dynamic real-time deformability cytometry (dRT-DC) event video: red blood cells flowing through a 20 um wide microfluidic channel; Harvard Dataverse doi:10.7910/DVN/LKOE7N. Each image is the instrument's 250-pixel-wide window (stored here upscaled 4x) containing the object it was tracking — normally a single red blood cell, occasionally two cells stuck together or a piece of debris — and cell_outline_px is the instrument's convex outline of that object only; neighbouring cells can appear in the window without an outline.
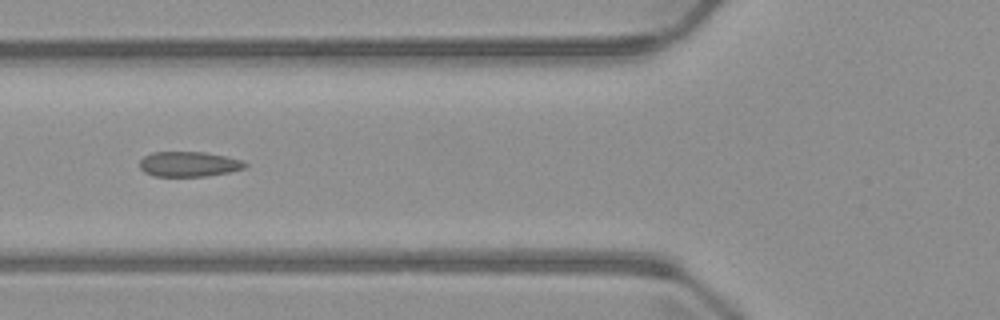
{"species": "common noctule bat (a hibernating species)", "species_latin": "Nyctalus noctula", "temperature_condition": "warm", "stored_images_in_passage": 6, "camera_frame_rate_fps": 3000, "um_per_image_px": 0.085, "animal": {"sex": "male", "body_mass_g": 23.1, "forearm_length_mm": 52.7}, "frame": {"image": 1, "passage_image": 6, "time_ms": 6.667, "image_size_px": [1000, 320], "cell_outline_px": [[248, 164], [244, 168], [228, 172], [208, 176], [152, 176], [144, 172], [140, 168], [140, 160], [144, 156], [152, 152], [204, 152], [228, 156], [244, 160]], "centroid_in_image_um": [16.07, 13.94], "position_along_channel_um": 109.7, "area_um2": 15.55}}